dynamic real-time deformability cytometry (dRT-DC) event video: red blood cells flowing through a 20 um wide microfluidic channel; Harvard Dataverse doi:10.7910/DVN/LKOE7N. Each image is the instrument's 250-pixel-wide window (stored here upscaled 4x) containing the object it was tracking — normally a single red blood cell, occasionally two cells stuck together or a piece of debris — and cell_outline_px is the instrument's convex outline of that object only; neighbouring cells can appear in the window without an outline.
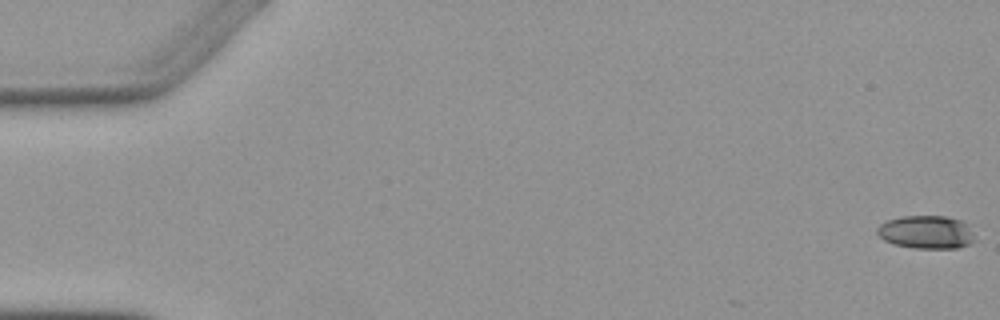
{"species": "Egyptian fruit bat (a non-hibernating species)", "species_latin": "Rousettus aegyptiacus", "temperature_condition": "warm", "stored_images_in_passage": 3, "camera_frame_rate_fps": 3000, "um_per_image_px": 0.085, "animal": {"sex": "female"}, "frame": {"image": 1, "passage_image": 1, "time_ms": 0.0, "image_size_px": [1000, 320], "cell_outline_px": [[976, 240], [968, 244], [956, 248], [912, 248], [892, 244], [884, 240], [876, 232], [876, 228], [880, 224], [888, 220], [900, 216], [948, 216], [964, 220], [968, 224]], "centroid_in_image_um": [78.74, 19.72], "position_along_channel_um": 6.3, "area_um2": 19.13}}